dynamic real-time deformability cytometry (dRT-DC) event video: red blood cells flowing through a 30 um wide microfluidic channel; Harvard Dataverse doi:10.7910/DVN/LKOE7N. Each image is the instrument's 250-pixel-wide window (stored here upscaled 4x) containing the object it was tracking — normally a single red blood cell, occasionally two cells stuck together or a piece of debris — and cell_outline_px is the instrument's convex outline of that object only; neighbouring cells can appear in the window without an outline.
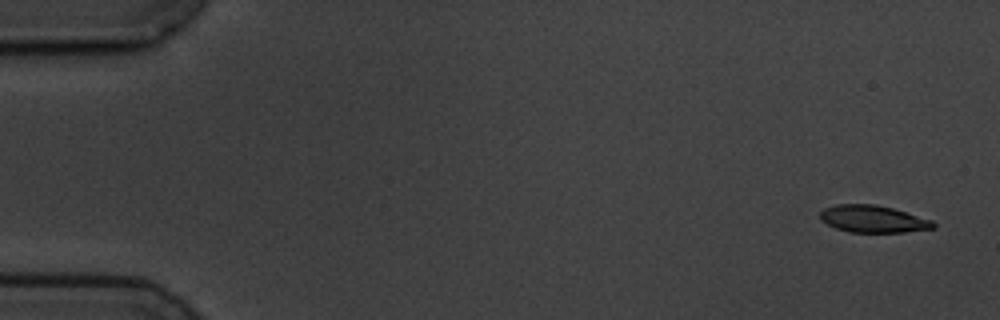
{"species": "common noctule bat (a hibernating species)", "species_latin": "Nyctalus noctula", "temperature_condition": "cold", "stored_images_in_passage": 4, "camera_frame_rate_fps": 3000, "um_per_image_px": 0.085, "animal": {"sex": "male", "body_mass_g": 19.5, "forearm_length_mm": 54.6}, "frame": {"image": 1, "passage_image": 1, "time_ms": 0.0, "image_size_px": [1000, 320], "cell_outline_px": [[936, 228], [904, 232], [848, 232], [836, 228], [820, 220], [820, 212], [824, 208], [836, 204], [876, 204], [892, 208], [932, 220], [936, 224]], "centroid_in_image_um": [74.2, 18.61], "position_along_channel_um": 10.8, "area_um2": 17.92}}
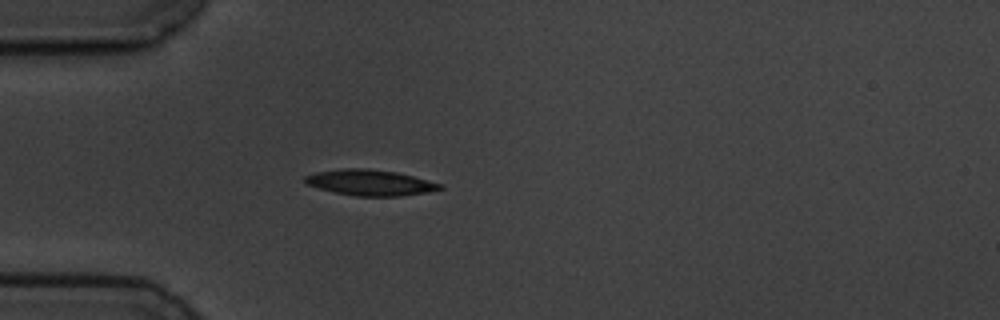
{"frame": {"image": 2, "passage_image": 4, "time_ms": 4.667, "image_size_px": [1000, 320], "cell_outline_px": [[444, 188], [424, 192], [400, 196], [356, 196], [336, 192], [320, 188], [308, 184], [304, 180], [304, 176], [316, 172], [344, 168], [364, 168], [396, 172], [444, 184]], "centroid_in_image_um": [31.47, 15.51], "position_along_channel_um": 53.5, "area_um2": 20.0}}